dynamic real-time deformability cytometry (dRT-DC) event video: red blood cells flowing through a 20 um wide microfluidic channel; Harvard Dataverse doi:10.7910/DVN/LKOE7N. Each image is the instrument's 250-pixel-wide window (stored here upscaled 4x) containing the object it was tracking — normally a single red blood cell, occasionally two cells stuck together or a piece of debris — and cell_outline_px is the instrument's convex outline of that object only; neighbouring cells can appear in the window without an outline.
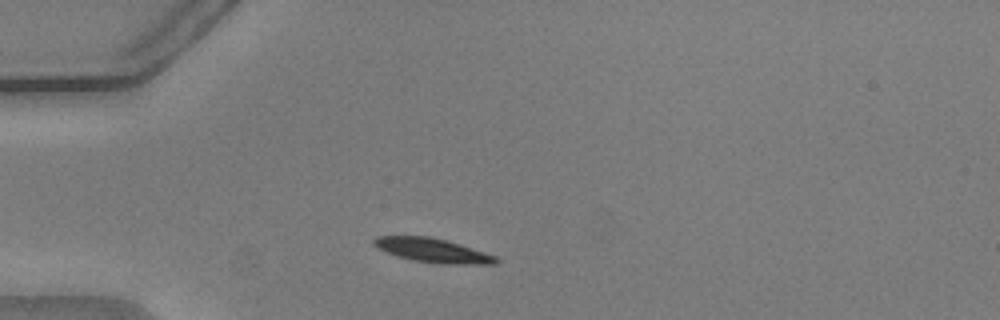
{"species": "common noctule bat (a hibernating species)", "species_latin": "Nyctalus noctula", "temperature_condition": "warm", "stored_images_in_passage": 41, "camera_frame_rate_fps": 3000, "um_per_image_px": 0.085, "animal": {"sex": "male", "body_mass_g": 20.5, "forearm_length_mm": 52.5}, "frame": {"image": 1, "passage_image": 2, "time_ms": 0.333, "image_size_px": [1000, 320], "cell_outline_px": [[500, 260], [496, 264], [444, 264], [412, 260], [396, 256], [376, 248], [372, 244], [372, 240], [376, 236], [432, 236], [460, 244], [496, 256]], "centroid_in_image_um": [36.75, 21.28], "position_along_channel_um": 48.3, "area_um2": 17.28}}
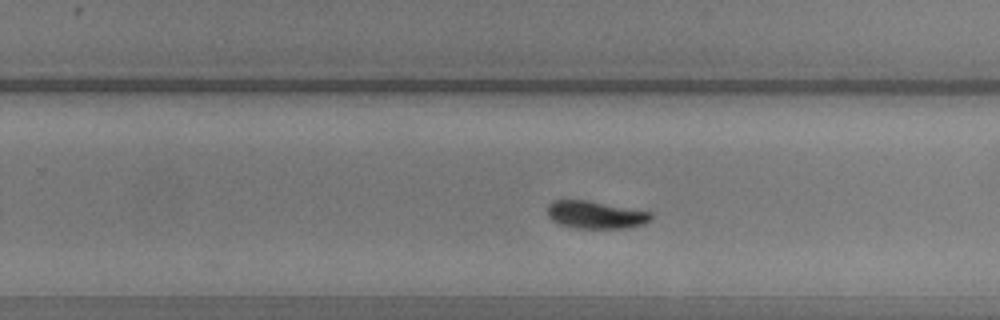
{"frame": {"image": 2, "passage_image": 22, "time_ms": 7.0, "image_size_px": [1000, 320], "cell_outline_px": [[652, 220], [644, 224], [628, 228], [576, 228], [560, 224], [552, 220], [548, 216], [548, 204], [552, 200], [588, 200], [652, 212]], "centroid_in_image_um": [50.65, 18.25], "position_along_channel_um": 279.2, "area_um2": 16.76}}
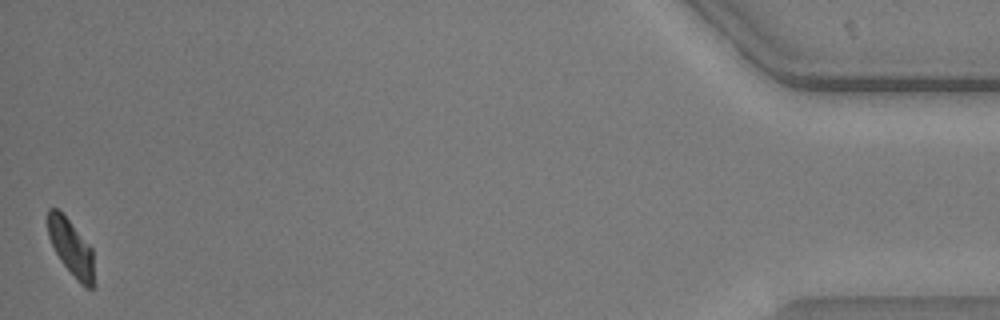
{"frame": {"image": 3, "passage_image": 41, "time_ms": 13.333, "image_size_px": [1000, 320], "cell_outline_px": [[96, 284], [92, 288], [84, 288], [80, 284], [60, 260], [48, 236], [48, 208], [56, 208], [68, 220], [92, 248]], "centroid_in_image_um": [6.09, 21.13], "position_along_channel_um": 429.1, "area_um2": 15.14}, "authors_computed_cell_mechanics": {"area_um2": 17.1666, "velocity_mm_per_s": 3.7418, "shape_relaxation_time_tau1_ms": 1.7244, "shape_relaxation_time_tau2_ms": 4.2898, "deformation_change_tau1": 0.1207, "deformation_change_tau2": 0.0708}}